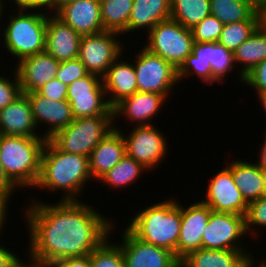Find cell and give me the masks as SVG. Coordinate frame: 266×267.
Returning a JSON list of instances; mask_svg holds the SVG:
<instances>
[{
    "instance_id": "1",
    "label": "cell",
    "mask_w": 266,
    "mask_h": 267,
    "mask_svg": "<svg viewBox=\"0 0 266 267\" xmlns=\"http://www.w3.org/2000/svg\"><path fill=\"white\" fill-rule=\"evenodd\" d=\"M32 199L22 217L29 230L30 263L52 267L64 258L89 255L116 230L114 221L88 202L59 200L51 204Z\"/></svg>"
},
{
    "instance_id": "2",
    "label": "cell",
    "mask_w": 266,
    "mask_h": 267,
    "mask_svg": "<svg viewBox=\"0 0 266 267\" xmlns=\"http://www.w3.org/2000/svg\"><path fill=\"white\" fill-rule=\"evenodd\" d=\"M93 181L89 170V157L80 154L65 153L50 139L46 140L42 156L38 189L48 193L64 194L61 200H79L85 184ZM57 192V193H56ZM80 194V195H79Z\"/></svg>"
},
{
    "instance_id": "3",
    "label": "cell",
    "mask_w": 266,
    "mask_h": 267,
    "mask_svg": "<svg viewBox=\"0 0 266 267\" xmlns=\"http://www.w3.org/2000/svg\"><path fill=\"white\" fill-rule=\"evenodd\" d=\"M151 204L136 212L125 227L144 242L165 248L176 256L181 229V203L174 197Z\"/></svg>"
},
{
    "instance_id": "4",
    "label": "cell",
    "mask_w": 266,
    "mask_h": 267,
    "mask_svg": "<svg viewBox=\"0 0 266 267\" xmlns=\"http://www.w3.org/2000/svg\"><path fill=\"white\" fill-rule=\"evenodd\" d=\"M44 137L0 134V160L6 175L21 190L34 188L41 171Z\"/></svg>"
},
{
    "instance_id": "5",
    "label": "cell",
    "mask_w": 266,
    "mask_h": 267,
    "mask_svg": "<svg viewBox=\"0 0 266 267\" xmlns=\"http://www.w3.org/2000/svg\"><path fill=\"white\" fill-rule=\"evenodd\" d=\"M17 10V13L9 15L6 27L0 31V37L3 36L1 44L12 59L17 58V62H20L26 57L45 51L48 12L23 8Z\"/></svg>"
},
{
    "instance_id": "6",
    "label": "cell",
    "mask_w": 266,
    "mask_h": 267,
    "mask_svg": "<svg viewBox=\"0 0 266 267\" xmlns=\"http://www.w3.org/2000/svg\"><path fill=\"white\" fill-rule=\"evenodd\" d=\"M235 65L234 52L219 42H194L192 53L177 69V77L180 82L195 75L206 85H213L215 82L222 83L229 71L237 70Z\"/></svg>"
},
{
    "instance_id": "7",
    "label": "cell",
    "mask_w": 266,
    "mask_h": 267,
    "mask_svg": "<svg viewBox=\"0 0 266 267\" xmlns=\"http://www.w3.org/2000/svg\"><path fill=\"white\" fill-rule=\"evenodd\" d=\"M115 121L114 115L74 118L50 140L65 153L89 157L94 147L114 130Z\"/></svg>"
},
{
    "instance_id": "8",
    "label": "cell",
    "mask_w": 266,
    "mask_h": 267,
    "mask_svg": "<svg viewBox=\"0 0 266 267\" xmlns=\"http://www.w3.org/2000/svg\"><path fill=\"white\" fill-rule=\"evenodd\" d=\"M146 34L144 48L162 57L176 69L192 53L194 39L191 29L172 18L159 22Z\"/></svg>"
},
{
    "instance_id": "9",
    "label": "cell",
    "mask_w": 266,
    "mask_h": 267,
    "mask_svg": "<svg viewBox=\"0 0 266 267\" xmlns=\"http://www.w3.org/2000/svg\"><path fill=\"white\" fill-rule=\"evenodd\" d=\"M133 66L135 68L139 92L157 93L169 98L175 85L180 84L177 69L162 57L151 53L142 46L136 52Z\"/></svg>"
},
{
    "instance_id": "10",
    "label": "cell",
    "mask_w": 266,
    "mask_h": 267,
    "mask_svg": "<svg viewBox=\"0 0 266 267\" xmlns=\"http://www.w3.org/2000/svg\"><path fill=\"white\" fill-rule=\"evenodd\" d=\"M128 132L127 135L121 130V127L114 126L119 130L124 138L126 145V154L142 164L148 171H154L169 151L168 139L164 132L156 125L136 126ZM160 130V131H159Z\"/></svg>"
},
{
    "instance_id": "11",
    "label": "cell",
    "mask_w": 266,
    "mask_h": 267,
    "mask_svg": "<svg viewBox=\"0 0 266 267\" xmlns=\"http://www.w3.org/2000/svg\"><path fill=\"white\" fill-rule=\"evenodd\" d=\"M121 34L103 31L82 36L78 58L88 73L103 78L114 61L124 53L125 42L119 41ZM122 41V42H121Z\"/></svg>"
},
{
    "instance_id": "12",
    "label": "cell",
    "mask_w": 266,
    "mask_h": 267,
    "mask_svg": "<svg viewBox=\"0 0 266 267\" xmlns=\"http://www.w3.org/2000/svg\"><path fill=\"white\" fill-rule=\"evenodd\" d=\"M67 101L74 118L114 115L109 106L102 78L88 73L68 85Z\"/></svg>"
},
{
    "instance_id": "13",
    "label": "cell",
    "mask_w": 266,
    "mask_h": 267,
    "mask_svg": "<svg viewBox=\"0 0 266 267\" xmlns=\"http://www.w3.org/2000/svg\"><path fill=\"white\" fill-rule=\"evenodd\" d=\"M246 235L245 216L211 211L202 235L201 248L249 250L243 248L241 242Z\"/></svg>"
},
{
    "instance_id": "14",
    "label": "cell",
    "mask_w": 266,
    "mask_h": 267,
    "mask_svg": "<svg viewBox=\"0 0 266 267\" xmlns=\"http://www.w3.org/2000/svg\"><path fill=\"white\" fill-rule=\"evenodd\" d=\"M118 243L124 257L125 267H177L180 260L165 248L146 243L136 237L127 227Z\"/></svg>"
},
{
    "instance_id": "15",
    "label": "cell",
    "mask_w": 266,
    "mask_h": 267,
    "mask_svg": "<svg viewBox=\"0 0 266 267\" xmlns=\"http://www.w3.org/2000/svg\"><path fill=\"white\" fill-rule=\"evenodd\" d=\"M205 199L201 201L212 211L245 216L248 203L234 182L232 172L225 166L210 179Z\"/></svg>"
},
{
    "instance_id": "16",
    "label": "cell",
    "mask_w": 266,
    "mask_h": 267,
    "mask_svg": "<svg viewBox=\"0 0 266 267\" xmlns=\"http://www.w3.org/2000/svg\"><path fill=\"white\" fill-rule=\"evenodd\" d=\"M211 211L201 200L185 208L181 203V229L176 247V257L179 260L202 247V235Z\"/></svg>"
},
{
    "instance_id": "17",
    "label": "cell",
    "mask_w": 266,
    "mask_h": 267,
    "mask_svg": "<svg viewBox=\"0 0 266 267\" xmlns=\"http://www.w3.org/2000/svg\"><path fill=\"white\" fill-rule=\"evenodd\" d=\"M26 94L31 104L37 129L40 128V125L47 126L46 131L42 134L46 140L66 128L74 120L72 108L67 100L54 101L40 95L37 91Z\"/></svg>"
},
{
    "instance_id": "18",
    "label": "cell",
    "mask_w": 266,
    "mask_h": 267,
    "mask_svg": "<svg viewBox=\"0 0 266 267\" xmlns=\"http://www.w3.org/2000/svg\"><path fill=\"white\" fill-rule=\"evenodd\" d=\"M60 62L46 51L26 57L16 63V73L22 93L39 90L56 78Z\"/></svg>"
},
{
    "instance_id": "19",
    "label": "cell",
    "mask_w": 266,
    "mask_h": 267,
    "mask_svg": "<svg viewBox=\"0 0 266 267\" xmlns=\"http://www.w3.org/2000/svg\"><path fill=\"white\" fill-rule=\"evenodd\" d=\"M55 15L80 36L105 31L100 12V0H74L63 5Z\"/></svg>"
},
{
    "instance_id": "20",
    "label": "cell",
    "mask_w": 266,
    "mask_h": 267,
    "mask_svg": "<svg viewBox=\"0 0 266 267\" xmlns=\"http://www.w3.org/2000/svg\"><path fill=\"white\" fill-rule=\"evenodd\" d=\"M81 38L82 36L55 14L48 13L45 51L57 61L78 58Z\"/></svg>"
},
{
    "instance_id": "21",
    "label": "cell",
    "mask_w": 266,
    "mask_h": 267,
    "mask_svg": "<svg viewBox=\"0 0 266 267\" xmlns=\"http://www.w3.org/2000/svg\"><path fill=\"white\" fill-rule=\"evenodd\" d=\"M166 97L157 93L136 92L114 108V119L124 117L136 126L153 125V118L162 110Z\"/></svg>"
},
{
    "instance_id": "22",
    "label": "cell",
    "mask_w": 266,
    "mask_h": 267,
    "mask_svg": "<svg viewBox=\"0 0 266 267\" xmlns=\"http://www.w3.org/2000/svg\"><path fill=\"white\" fill-rule=\"evenodd\" d=\"M38 132L27 94L22 93L16 100L0 110L1 135L43 137L42 133Z\"/></svg>"
},
{
    "instance_id": "23",
    "label": "cell",
    "mask_w": 266,
    "mask_h": 267,
    "mask_svg": "<svg viewBox=\"0 0 266 267\" xmlns=\"http://www.w3.org/2000/svg\"><path fill=\"white\" fill-rule=\"evenodd\" d=\"M125 59L120 55L102 78L107 102L112 109L123 99L138 92L135 68L130 60Z\"/></svg>"
},
{
    "instance_id": "24",
    "label": "cell",
    "mask_w": 266,
    "mask_h": 267,
    "mask_svg": "<svg viewBox=\"0 0 266 267\" xmlns=\"http://www.w3.org/2000/svg\"><path fill=\"white\" fill-rule=\"evenodd\" d=\"M254 252L232 249H206L188 253L180 260L183 267H250Z\"/></svg>"
},
{
    "instance_id": "25",
    "label": "cell",
    "mask_w": 266,
    "mask_h": 267,
    "mask_svg": "<svg viewBox=\"0 0 266 267\" xmlns=\"http://www.w3.org/2000/svg\"><path fill=\"white\" fill-rule=\"evenodd\" d=\"M126 154V145L122 133L112 130L92 150L89 156L91 177L98 180L111 170Z\"/></svg>"
},
{
    "instance_id": "26",
    "label": "cell",
    "mask_w": 266,
    "mask_h": 267,
    "mask_svg": "<svg viewBox=\"0 0 266 267\" xmlns=\"http://www.w3.org/2000/svg\"><path fill=\"white\" fill-rule=\"evenodd\" d=\"M232 161V162H231ZM226 163L244 200L249 204L266 195V174L251 161L237 159Z\"/></svg>"
},
{
    "instance_id": "27",
    "label": "cell",
    "mask_w": 266,
    "mask_h": 267,
    "mask_svg": "<svg viewBox=\"0 0 266 267\" xmlns=\"http://www.w3.org/2000/svg\"><path fill=\"white\" fill-rule=\"evenodd\" d=\"M170 18V0H133L128 33L146 28L149 32L159 22Z\"/></svg>"
},
{
    "instance_id": "28",
    "label": "cell",
    "mask_w": 266,
    "mask_h": 267,
    "mask_svg": "<svg viewBox=\"0 0 266 267\" xmlns=\"http://www.w3.org/2000/svg\"><path fill=\"white\" fill-rule=\"evenodd\" d=\"M263 60H266V29L260 25L234 52L235 64L241 69L238 81L243 83L244 76Z\"/></svg>"
},
{
    "instance_id": "29",
    "label": "cell",
    "mask_w": 266,
    "mask_h": 267,
    "mask_svg": "<svg viewBox=\"0 0 266 267\" xmlns=\"http://www.w3.org/2000/svg\"><path fill=\"white\" fill-rule=\"evenodd\" d=\"M133 0H100V12L103 28L119 34L128 33Z\"/></svg>"
},
{
    "instance_id": "30",
    "label": "cell",
    "mask_w": 266,
    "mask_h": 267,
    "mask_svg": "<svg viewBox=\"0 0 266 267\" xmlns=\"http://www.w3.org/2000/svg\"><path fill=\"white\" fill-rule=\"evenodd\" d=\"M142 164L138 163L132 157L127 154L109 171L102 175L98 179L101 183H105L111 187L110 189L126 188L133 186L134 182L143 174L142 172L147 171Z\"/></svg>"
},
{
    "instance_id": "31",
    "label": "cell",
    "mask_w": 266,
    "mask_h": 267,
    "mask_svg": "<svg viewBox=\"0 0 266 267\" xmlns=\"http://www.w3.org/2000/svg\"><path fill=\"white\" fill-rule=\"evenodd\" d=\"M210 14V0H170V18L185 28H193Z\"/></svg>"
},
{
    "instance_id": "32",
    "label": "cell",
    "mask_w": 266,
    "mask_h": 267,
    "mask_svg": "<svg viewBox=\"0 0 266 267\" xmlns=\"http://www.w3.org/2000/svg\"><path fill=\"white\" fill-rule=\"evenodd\" d=\"M259 10L249 0H210V12L223 24L249 20Z\"/></svg>"
},
{
    "instance_id": "33",
    "label": "cell",
    "mask_w": 266,
    "mask_h": 267,
    "mask_svg": "<svg viewBox=\"0 0 266 267\" xmlns=\"http://www.w3.org/2000/svg\"><path fill=\"white\" fill-rule=\"evenodd\" d=\"M260 25V14L258 10L249 20L224 24L218 42L227 50L235 52Z\"/></svg>"
},
{
    "instance_id": "34",
    "label": "cell",
    "mask_w": 266,
    "mask_h": 267,
    "mask_svg": "<svg viewBox=\"0 0 266 267\" xmlns=\"http://www.w3.org/2000/svg\"><path fill=\"white\" fill-rule=\"evenodd\" d=\"M109 238L89 254L91 267H125L121 247Z\"/></svg>"
},
{
    "instance_id": "35",
    "label": "cell",
    "mask_w": 266,
    "mask_h": 267,
    "mask_svg": "<svg viewBox=\"0 0 266 267\" xmlns=\"http://www.w3.org/2000/svg\"><path fill=\"white\" fill-rule=\"evenodd\" d=\"M224 24L210 14L191 28L194 42H218Z\"/></svg>"
},
{
    "instance_id": "36",
    "label": "cell",
    "mask_w": 266,
    "mask_h": 267,
    "mask_svg": "<svg viewBox=\"0 0 266 267\" xmlns=\"http://www.w3.org/2000/svg\"><path fill=\"white\" fill-rule=\"evenodd\" d=\"M245 222L247 234H249L248 236L251 235L252 238L258 236V232H255L257 229L254 227L266 229V195L248 204Z\"/></svg>"
},
{
    "instance_id": "37",
    "label": "cell",
    "mask_w": 266,
    "mask_h": 267,
    "mask_svg": "<svg viewBox=\"0 0 266 267\" xmlns=\"http://www.w3.org/2000/svg\"><path fill=\"white\" fill-rule=\"evenodd\" d=\"M88 72L79 58L60 62L56 79L66 84H72L75 80L83 78Z\"/></svg>"
},
{
    "instance_id": "38",
    "label": "cell",
    "mask_w": 266,
    "mask_h": 267,
    "mask_svg": "<svg viewBox=\"0 0 266 267\" xmlns=\"http://www.w3.org/2000/svg\"><path fill=\"white\" fill-rule=\"evenodd\" d=\"M13 73V79L9 76H3V72L0 75V110L4 109L22 94L18 75L16 71Z\"/></svg>"
},
{
    "instance_id": "39",
    "label": "cell",
    "mask_w": 266,
    "mask_h": 267,
    "mask_svg": "<svg viewBox=\"0 0 266 267\" xmlns=\"http://www.w3.org/2000/svg\"><path fill=\"white\" fill-rule=\"evenodd\" d=\"M244 85L256 90L255 92L266 91V60L257 64L247 75L244 76Z\"/></svg>"
},
{
    "instance_id": "40",
    "label": "cell",
    "mask_w": 266,
    "mask_h": 267,
    "mask_svg": "<svg viewBox=\"0 0 266 267\" xmlns=\"http://www.w3.org/2000/svg\"><path fill=\"white\" fill-rule=\"evenodd\" d=\"M37 92L54 101L67 100L68 86L54 78L44 84Z\"/></svg>"
},
{
    "instance_id": "41",
    "label": "cell",
    "mask_w": 266,
    "mask_h": 267,
    "mask_svg": "<svg viewBox=\"0 0 266 267\" xmlns=\"http://www.w3.org/2000/svg\"><path fill=\"white\" fill-rule=\"evenodd\" d=\"M17 188L18 187L6 175L0 160V196L10 202L11 197H14L13 195Z\"/></svg>"
},
{
    "instance_id": "42",
    "label": "cell",
    "mask_w": 266,
    "mask_h": 267,
    "mask_svg": "<svg viewBox=\"0 0 266 267\" xmlns=\"http://www.w3.org/2000/svg\"><path fill=\"white\" fill-rule=\"evenodd\" d=\"M11 3H14L15 8L18 6L16 9L48 10V13H51V0H11Z\"/></svg>"
},
{
    "instance_id": "43",
    "label": "cell",
    "mask_w": 266,
    "mask_h": 267,
    "mask_svg": "<svg viewBox=\"0 0 266 267\" xmlns=\"http://www.w3.org/2000/svg\"><path fill=\"white\" fill-rule=\"evenodd\" d=\"M0 243V267H18L23 258L20 259L13 250H9L10 248H6L2 246Z\"/></svg>"
},
{
    "instance_id": "44",
    "label": "cell",
    "mask_w": 266,
    "mask_h": 267,
    "mask_svg": "<svg viewBox=\"0 0 266 267\" xmlns=\"http://www.w3.org/2000/svg\"><path fill=\"white\" fill-rule=\"evenodd\" d=\"M52 267H91L90 255L64 258Z\"/></svg>"
},
{
    "instance_id": "45",
    "label": "cell",
    "mask_w": 266,
    "mask_h": 267,
    "mask_svg": "<svg viewBox=\"0 0 266 267\" xmlns=\"http://www.w3.org/2000/svg\"><path fill=\"white\" fill-rule=\"evenodd\" d=\"M8 205H10V202L7 199L0 196V236H2L1 232H3L2 230H4V225H6L7 222Z\"/></svg>"
},
{
    "instance_id": "46",
    "label": "cell",
    "mask_w": 266,
    "mask_h": 267,
    "mask_svg": "<svg viewBox=\"0 0 266 267\" xmlns=\"http://www.w3.org/2000/svg\"><path fill=\"white\" fill-rule=\"evenodd\" d=\"M258 154V160H256L254 163L266 174V131H265V136H264V141L259 149Z\"/></svg>"
},
{
    "instance_id": "47",
    "label": "cell",
    "mask_w": 266,
    "mask_h": 267,
    "mask_svg": "<svg viewBox=\"0 0 266 267\" xmlns=\"http://www.w3.org/2000/svg\"><path fill=\"white\" fill-rule=\"evenodd\" d=\"M73 1L74 0H51V14H55L63 5Z\"/></svg>"
},
{
    "instance_id": "48",
    "label": "cell",
    "mask_w": 266,
    "mask_h": 267,
    "mask_svg": "<svg viewBox=\"0 0 266 267\" xmlns=\"http://www.w3.org/2000/svg\"><path fill=\"white\" fill-rule=\"evenodd\" d=\"M260 24L266 29V1L259 7Z\"/></svg>"
},
{
    "instance_id": "49",
    "label": "cell",
    "mask_w": 266,
    "mask_h": 267,
    "mask_svg": "<svg viewBox=\"0 0 266 267\" xmlns=\"http://www.w3.org/2000/svg\"><path fill=\"white\" fill-rule=\"evenodd\" d=\"M255 94H257V99L261 104L260 106H262L264 108L263 110L266 113V91H264V92H256Z\"/></svg>"
},
{
    "instance_id": "50",
    "label": "cell",
    "mask_w": 266,
    "mask_h": 267,
    "mask_svg": "<svg viewBox=\"0 0 266 267\" xmlns=\"http://www.w3.org/2000/svg\"><path fill=\"white\" fill-rule=\"evenodd\" d=\"M18 267H43L41 265L33 264V263H27L22 261L21 264Z\"/></svg>"
},
{
    "instance_id": "51",
    "label": "cell",
    "mask_w": 266,
    "mask_h": 267,
    "mask_svg": "<svg viewBox=\"0 0 266 267\" xmlns=\"http://www.w3.org/2000/svg\"><path fill=\"white\" fill-rule=\"evenodd\" d=\"M5 3L4 2H2L1 0H0V19L1 18H3L4 19V16L5 15H3L4 13V11H6L4 8H5V6H7L6 4L4 5ZM3 16V17H2ZM0 29H1V26H0Z\"/></svg>"
},
{
    "instance_id": "52",
    "label": "cell",
    "mask_w": 266,
    "mask_h": 267,
    "mask_svg": "<svg viewBox=\"0 0 266 267\" xmlns=\"http://www.w3.org/2000/svg\"><path fill=\"white\" fill-rule=\"evenodd\" d=\"M251 1L256 7H260L266 0H249Z\"/></svg>"
},
{
    "instance_id": "53",
    "label": "cell",
    "mask_w": 266,
    "mask_h": 267,
    "mask_svg": "<svg viewBox=\"0 0 266 267\" xmlns=\"http://www.w3.org/2000/svg\"><path fill=\"white\" fill-rule=\"evenodd\" d=\"M259 261H261V262H259L258 266L256 265V267H266V258H265V260L264 259L263 260L261 259Z\"/></svg>"
}]
</instances>
